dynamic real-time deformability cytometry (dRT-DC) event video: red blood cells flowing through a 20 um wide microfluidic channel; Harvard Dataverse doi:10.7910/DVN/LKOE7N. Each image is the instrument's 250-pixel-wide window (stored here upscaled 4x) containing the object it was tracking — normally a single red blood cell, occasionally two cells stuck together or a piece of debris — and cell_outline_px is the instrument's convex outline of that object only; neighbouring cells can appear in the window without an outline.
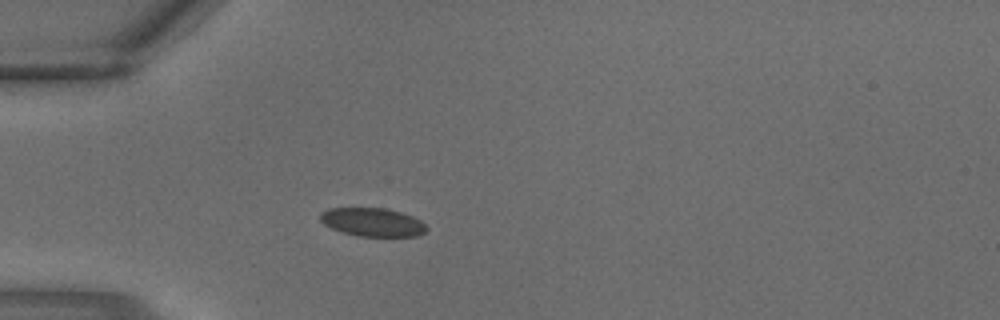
{"species": "common noctule bat (a hibernating species)", "species_latin": "Nyctalus noctula", "temperature_condition": "warm", "stored_images_in_passage": 2, "camera_frame_rate_fps": 3000, "um_per_image_px": 0.085, "animal": {"sex": "male", "body_mass_g": 18.8}, "frame": {"image": 1, "passage_image": 2, "time_ms": 0.333, "image_size_px": [1000, 320], "cell_outline_px": [[428, 228], [424, 232], [416, 236], [360, 236], [344, 232], [332, 228], [324, 224], [320, 220], [320, 212], [328, 208], [384, 208], [400, 212], [412, 216], [420, 220]], "centroid_in_image_um": [31.65, 18.87], "position_along_channel_um": 53.3, "area_um2": 17.46}}